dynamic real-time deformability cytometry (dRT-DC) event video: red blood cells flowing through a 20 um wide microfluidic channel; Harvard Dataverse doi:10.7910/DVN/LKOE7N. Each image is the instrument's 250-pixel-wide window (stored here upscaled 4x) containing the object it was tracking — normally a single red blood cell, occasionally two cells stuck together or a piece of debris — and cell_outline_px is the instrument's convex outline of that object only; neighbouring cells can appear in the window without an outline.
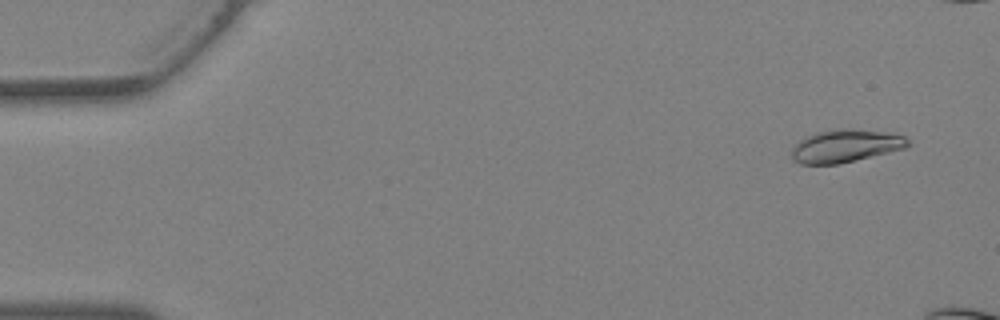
{"species": "Egyptian fruit bat (a non-hibernating species)", "species_latin": "Rousettus aegyptiacus", "temperature_condition": "warm", "stored_images_in_passage": 9, "camera_frame_rate_fps": 3000, "um_per_image_px": 0.085, "animal": {"sex": "female"}, "frame": {"image": 1, "passage_image": 2, "time_ms": 0.333, "image_size_px": [1000, 320], "cell_outline_px": [[912, 144], [908, 148], [840, 164], [800, 164], [792, 160], [792, 148], [804, 136], [816, 132], [832, 128], [852, 128], [884, 132], [904, 136]], "centroid_in_image_um": [71.88, 12.4], "position_along_channel_um": 13.1, "area_um2": 22.66}}